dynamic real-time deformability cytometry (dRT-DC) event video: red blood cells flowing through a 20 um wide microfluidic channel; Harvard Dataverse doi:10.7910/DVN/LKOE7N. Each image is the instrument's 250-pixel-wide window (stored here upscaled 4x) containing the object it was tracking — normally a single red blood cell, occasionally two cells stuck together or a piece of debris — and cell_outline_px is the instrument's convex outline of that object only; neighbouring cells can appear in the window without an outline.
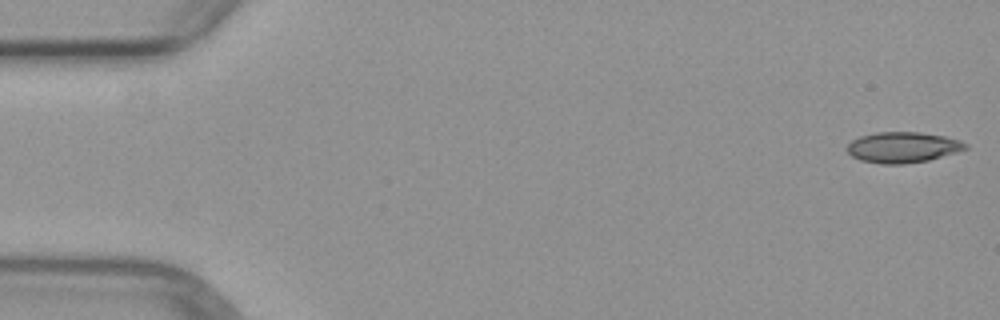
{"species": "common noctule bat (a hibernating species)", "species_latin": "Nyctalus noctula", "temperature_condition": "warm", "stored_images_in_passage": 7, "camera_frame_rate_fps": 3000, "um_per_image_px": 0.085, "animal": {"sex": "female", "body_mass_g": 29.2, "forearm_length_mm": 56.3}, "frame": {"image": 1, "passage_image": 1, "time_ms": 0.0, "image_size_px": [1000, 320], "cell_outline_px": [[968, 148], [956, 152], [928, 160], [904, 164], [880, 164], [860, 160], [852, 156], [848, 152], [848, 144], [852, 140], [860, 136], [876, 132], [920, 132], [944, 136], [960, 140], [968, 144]], "centroid_in_image_um": [76.74, 12.52], "position_along_channel_um": 8.3, "area_um2": 21.15}}
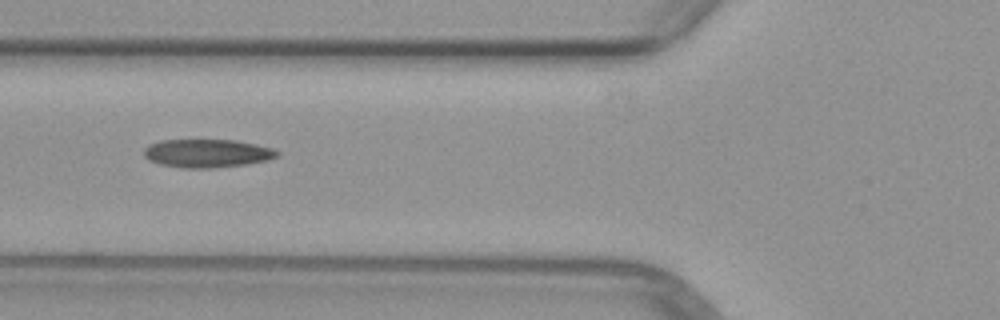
{"frame": {"image": 2, "passage_image": 6, "time_ms": 6.0, "image_size_px": [1000, 320], "cell_outline_px": [[280, 156], [268, 160], [248, 164], [216, 168], [180, 168], [160, 164], [148, 160], [144, 156], [144, 148], [148, 144], [160, 140], [236, 140], [256, 144], [272, 148], [280, 152]], "centroid_in_image_um": [17.61, 13.03], "position_along_channel_um": 108.2, "area_um2": 22.31}}
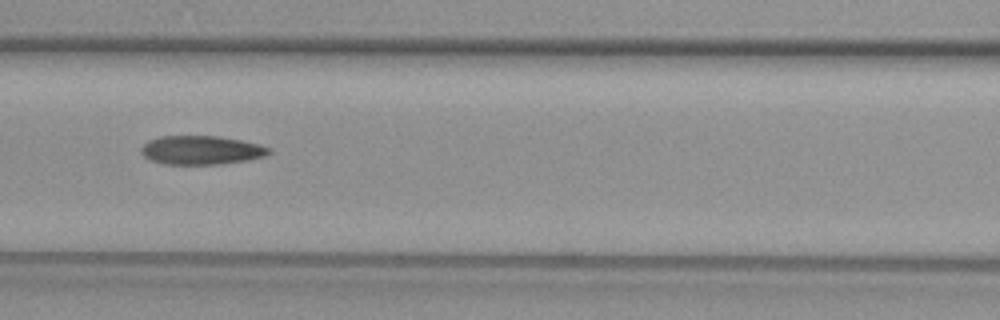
{"frame": {"image": 3, "passage_image": 7, "time_ms": 7.0, "image_size_px": [1000, 320], "cell_outline_px": [[272, 152], [264, 156], [248, 160], [220, 164], [164, 164], [152, 160], [144, 156], [140, 152], [140, 148], [148, 140], [160, 136], [220, 136], [260, 144], [272, 148]], "centroid_in_image_um": [17.12, 12.75], "position_along_channel_um": 149.5, "area_um2": 21.56}}